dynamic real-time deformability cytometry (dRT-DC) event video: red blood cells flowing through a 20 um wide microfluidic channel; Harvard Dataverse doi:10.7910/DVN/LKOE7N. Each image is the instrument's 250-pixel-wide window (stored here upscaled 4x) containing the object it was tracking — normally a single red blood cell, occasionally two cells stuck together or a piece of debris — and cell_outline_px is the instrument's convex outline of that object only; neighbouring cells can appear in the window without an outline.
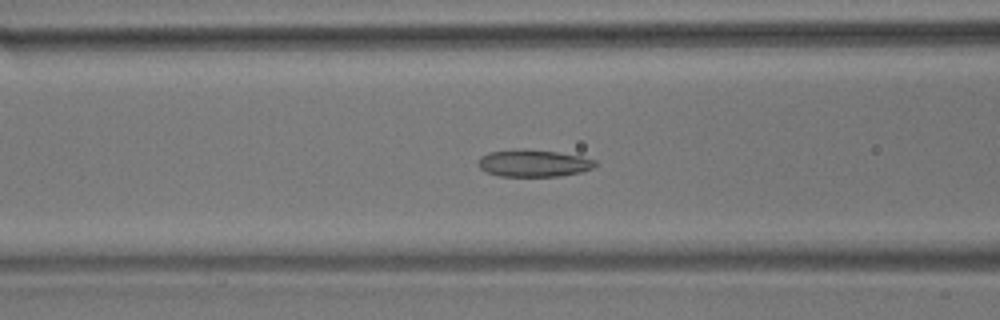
{"species": "common noctule bat (a hibernating species)", "species_latin": "Nyctalus noctula", "temperature_condition": "room temperature", "stored_images_in_passage": 36, "camera_frame_rate_fps": 3000, "um_per_image_px": 0.085, "animal": {"sex": "male", "body_mass_g": 17.9}, "frame": {"image": 1, "passage_image": 23, "time_ms": 7.333, "image_size_px": [1000, 320], "cell_outline_px": [[596, 164], [592, 168], [580, 172], [560, 176], [500, 176], [488, 172], [480, 168], [476, 164], [480, 156], [488, 152], [556, 152], [580, 156], [596, 160]], "centroid_in_image_um": [45.36, 13.92], "position_along_channel_um": 121.2, "area_um2": 17.51}}
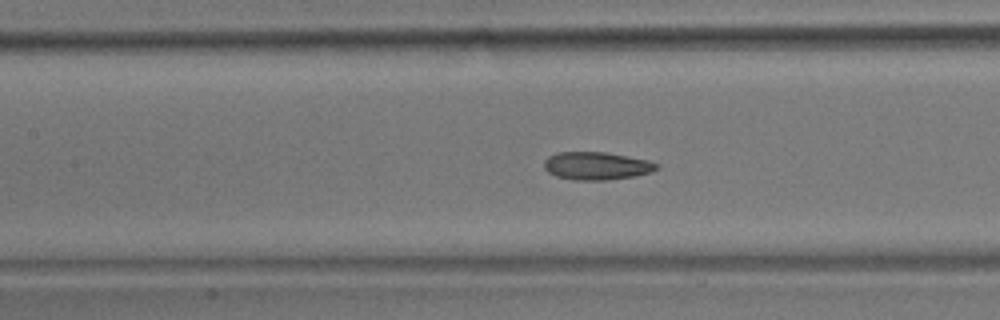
{"frame": {"image": 2, "passage_image": 26, "time_ms": 8.333, "image_size_px": [1000, 320], "cell_outline_px": [[660, 168], [652, 172], [636, 176], [604, 180], [572, 180], [556, 176], [548, 172], [544, 168], [544, 160], [548, 156], [556, 152], [604, 152], [648, 160], [660, 164]], "centroid_in_image_um": [50.72, 14.1], "position_along_channel_um": 156.7, "area_um2": 18.44}}
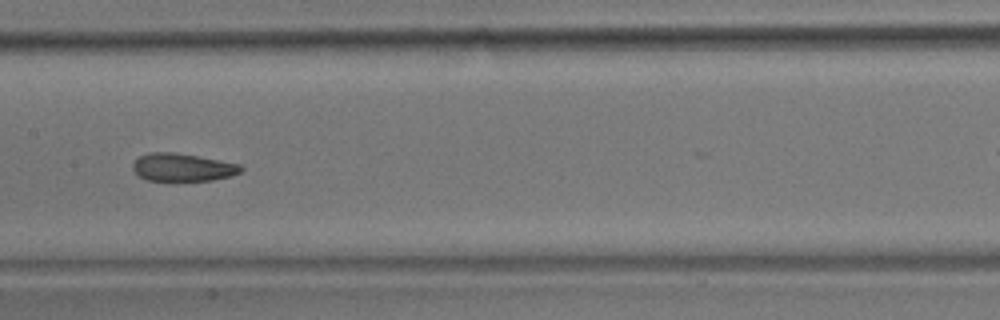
{"frame": {"image": 3, "passage_image": 29, "time_ms": 9.333, "image_size_px": [1000, 320], "cell_outline_px": [[244, 168], [240, 172], [232, 176], [212, 180], [148, 180], [140, 176], [132, 168], [132, 164], [140, 156], [152, 152], [172, 152], [196, 156], [240, 164]], "centroid_in_image_um": [15.54, 14.22], "position_along_channel_um": 191.9, "area_um2": 17.22}}